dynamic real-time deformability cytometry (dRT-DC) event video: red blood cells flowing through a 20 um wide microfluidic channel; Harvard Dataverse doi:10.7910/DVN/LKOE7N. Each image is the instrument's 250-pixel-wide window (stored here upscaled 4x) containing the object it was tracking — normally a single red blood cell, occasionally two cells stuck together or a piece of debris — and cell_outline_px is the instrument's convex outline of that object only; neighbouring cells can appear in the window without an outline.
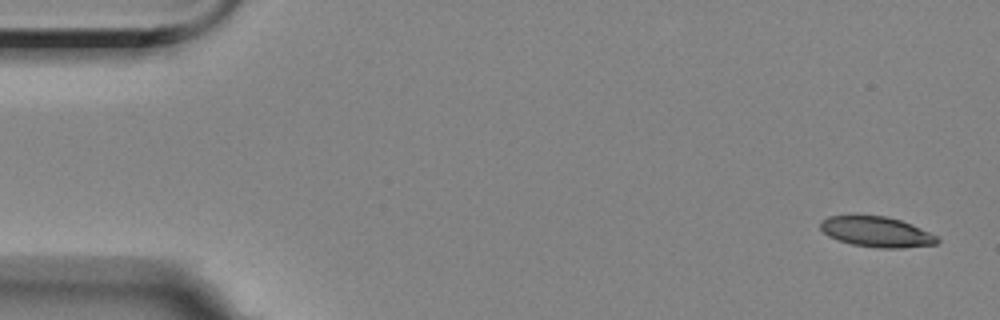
{"species": "Egyptian fruit bat (a non-hibernating species)", "species_latin": "Rousettus aegyptiacus", "temperature_condition": "room temperature", "stored_images_in_passage": 5, "camera_frame_rate_fps": 3000, "um_per_image_px": 0.085, "animal": {"sex": "female"}, "frame": {"image": 1, "passage_image": 1, "time_ms": 0.0, "image_size_px": [1000, 320], "cell_outline_px": [[940, 240], [936, 244], [900, 248], [880, 248], [852, 244], [828, 236], [820, 228], [820, 220], [828, 216], [888, 216], [912, 224], [936, 236]], "centroid_in_image_um": [74.5, 19.7], "position_along_channel_um": 10.5, "area_um2": 20.46}}